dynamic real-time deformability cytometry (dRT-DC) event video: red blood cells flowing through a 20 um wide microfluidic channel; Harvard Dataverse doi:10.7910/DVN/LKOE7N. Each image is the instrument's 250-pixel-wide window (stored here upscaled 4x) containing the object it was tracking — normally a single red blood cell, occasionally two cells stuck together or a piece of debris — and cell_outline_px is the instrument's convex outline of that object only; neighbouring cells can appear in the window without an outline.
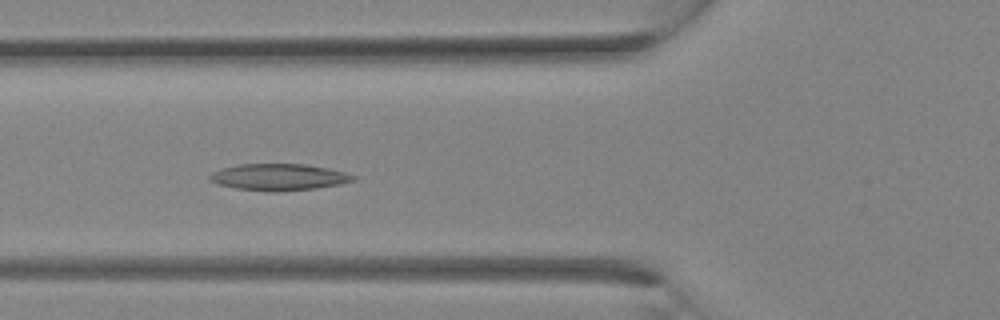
{"species": "Egyptian fruit bat (a non-hibernating species)", "species_latin": "Rousettus aegyptiacus", "temperature_condition": "room temperature", "stored_images_in_passage": 33, "segment_of_instrument_passage": [1, 2], "camera_frame_rate_fps": 3000, "um_per_image_px": 0.085, "animal": {"sex": "female"}, "frame": {"image": 1, "passage_image": 12, "time_ms": 3.667, "image_size_px": [1000, 320], "cell_outline_px": [[356, 180], [340, 184], [316, 188], [276, 192], [272, 192], [236, 188], [220, 184], [208, 180], [208, 176], [212, 172], [220, 168], [236, 164], [304, 164], [328, 168], [344, 172], [356, 176]], "centroid_in_image_um": [23.68, 15.05], "position_along_channel_um": 102.1, "area_um2": 22.31}}
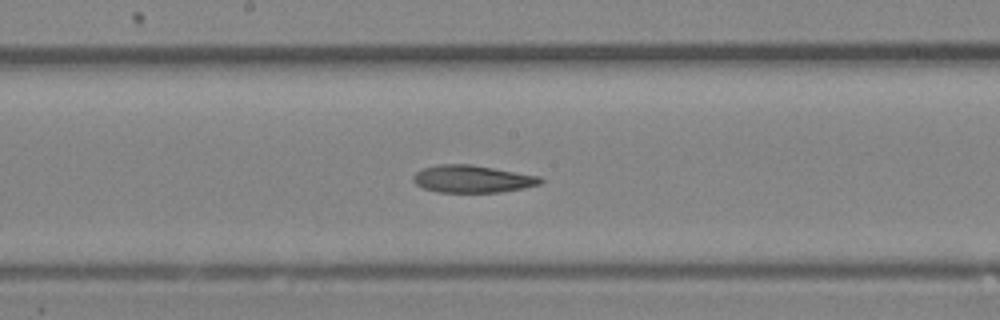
{"frame": {"image": 2, "passage_image": 17, "time_ms": 5.333, "image_size_px": [1000, 320], "cell_outline_px": [[544, 180], [540, 184], [524, 188], [500, 192], [436, 192], [424, 188], [416, 184], [412, 180], [412, 176], [416, 172], [424, 168], [436, 164], [472, 164], [540, 176]], "centroid_in_image_um": [40.14, 15.2], "position_along_channel_um": 208.1, "area_um2": 20.4}}
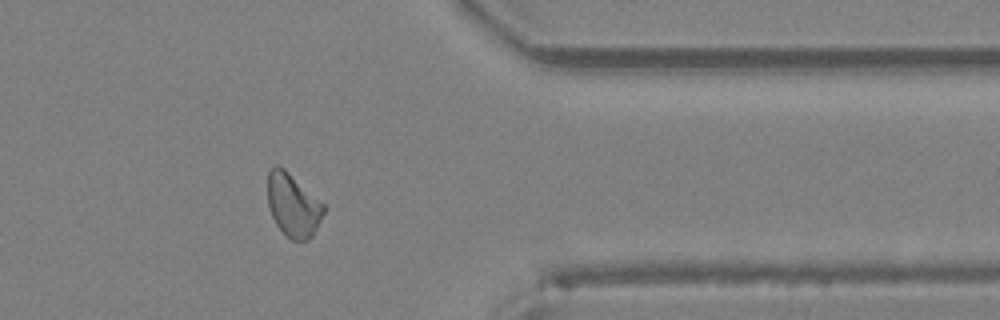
{"frame": {"image": 3, "passage_image": 26, "time_ms": 8.333, "image_size_px": [1000, 320], "cell_outline_px": [[324, 212], [312, 236], [308, 240], [292, 240], [276, 224], [272, 216], [268, 204], [268, 172], [276, 164], [284, 168], [324, 204]], "centroid_in_image_um": [24.9, 17.43], "position_along_channel_um": 386.5, "area_um2": 20.23}}